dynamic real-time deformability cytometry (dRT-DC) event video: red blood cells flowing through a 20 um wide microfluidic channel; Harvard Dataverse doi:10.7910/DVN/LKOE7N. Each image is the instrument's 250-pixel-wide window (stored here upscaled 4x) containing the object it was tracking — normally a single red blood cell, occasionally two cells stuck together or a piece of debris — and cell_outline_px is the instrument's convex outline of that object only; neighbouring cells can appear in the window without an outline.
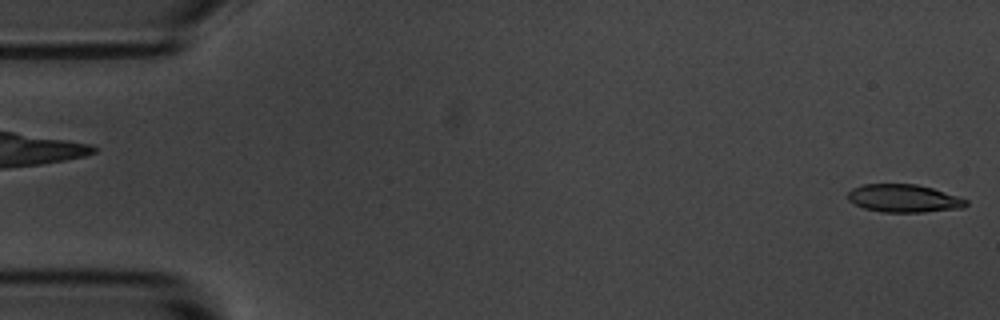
{"species": "common noctule bat (a hibernating species)", "species_latin": "Nyctalus noctula", "temperature_condition": "room temperature", "stored_images_in_passage": 6, "camera_frame_rate_fps": 3000, "um_per_image_px": 0.085, "animal": {"sex": "male", "body_mass_g": 20.1, "forearm_length_mm": 53.5}, "frame": {"image": 1, "passage_image": 6, "time_ms": 5.667, "image_size_px": [1000, 320], "cell_outline_px": [[968, 204], [964, 208], [924, 212], [880, 212], [864, 208], [848, 200], [848, 192], [852, 188], [864, 184], [916, 184], [932, 188], [968, 200]], "centroid_in_image_um": [76.82, 16.86], "position_along_channel_um": 8.2, "area_um2": 19.19}}